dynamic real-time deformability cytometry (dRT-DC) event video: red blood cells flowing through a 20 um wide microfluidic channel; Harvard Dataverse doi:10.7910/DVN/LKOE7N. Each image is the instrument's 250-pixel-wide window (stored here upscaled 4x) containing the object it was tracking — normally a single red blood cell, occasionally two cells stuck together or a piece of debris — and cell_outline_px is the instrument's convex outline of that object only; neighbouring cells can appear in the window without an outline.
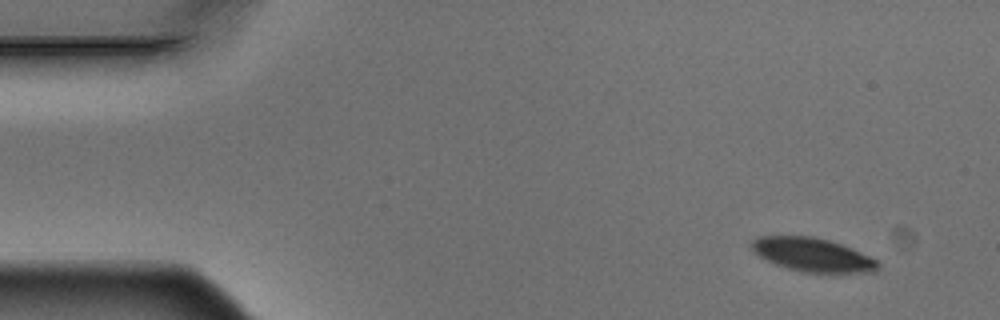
{"species": "Egyptian fruit bat (a non-hibernating species)", "species_latin": "Rousettus aegyptiacus", "temperature_condition": "warm", "stored_images_in_passage": 4, "camera_frame_rate_fps": 3000, "um_per_image_px": 0.085, "animal": {"sex": "male"}, "frame": {"image": 1, "passage_image": 1, "time_ms": 0.0, "image_size_px": [1000, 320], "cell_outline_px": [[880, 268], [876, 272], [804, 272], [788, 268], [776, 264], [752, 252], [748, 244], [756, 236], [812, 236], [828, 240], [852, 248], [876, 260], [880, 264]], "centroid_in_image_um": [69.03, 21.64], "position_along_channel_um": 16.0, "area_um2": 24.68}}
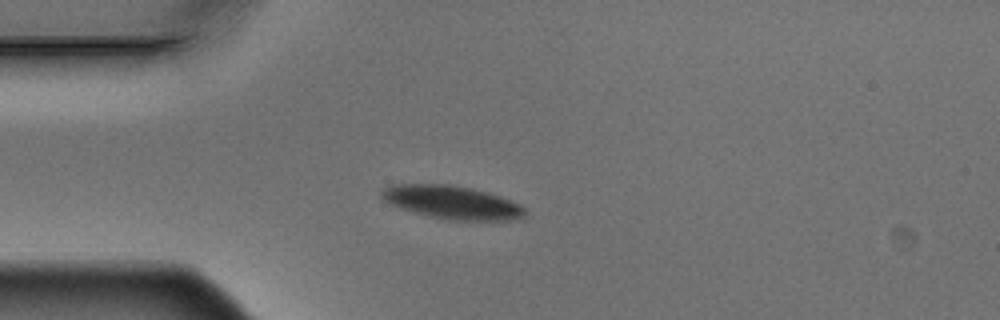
{"frame": {"image": 2, "passage_image": 4, "time_ms": 1.0, "image_size_px": [1000, 320], "cell_outline_px": [[528, 212], [524, 220], [444, 220], [428, 216], [400, 208], [384, 200], [380, 196], [380, 192], [384, 188], [392, 184], [448, 184], [472, 188], [520, 204]], "centroid_in_image_um": [38.43, 17.21], "position_along_channel_um": 46.6, "area_um2": 27.86}}